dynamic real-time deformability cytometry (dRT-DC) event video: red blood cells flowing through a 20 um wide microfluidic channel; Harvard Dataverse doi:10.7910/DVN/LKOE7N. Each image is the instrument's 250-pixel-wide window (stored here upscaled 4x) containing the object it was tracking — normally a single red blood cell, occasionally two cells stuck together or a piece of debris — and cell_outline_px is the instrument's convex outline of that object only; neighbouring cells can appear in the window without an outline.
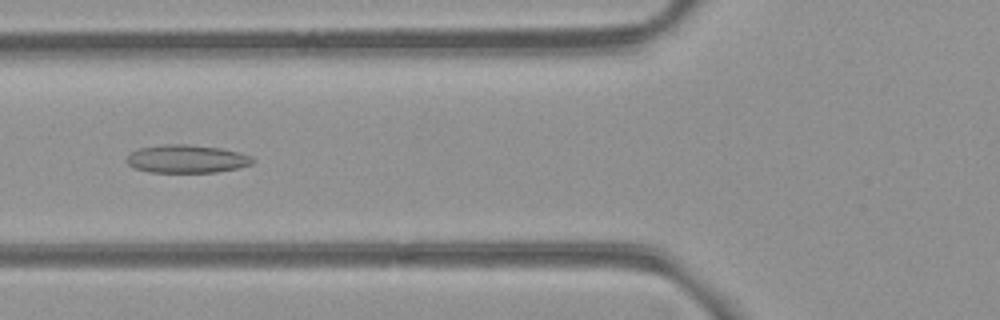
{"species": "common noctule bat (a hibernating species)", "species_latin": "Nyctalus noctula", "temperature_condition": "room temperature", "stored_images_in_passage": 6, "camera_frame_rate_fps": 3000, "um_per_image_px": 0.085, "animal": {"sex": "female", "body_mass_g": 21.9}, "frame": {"image": 1, "passage_image": 6, "time_ms": 6.333, "image_size_px": [1000, 320], "cell_outline_px": [[256, 160], [252, 164], [236, 168], [216, 172], [148, 172], [132, 168], [124, 160], [136, 148], [160, 144], [188, 144], [224, 148], [240, 152], [252, 156]], "centroid_in_image_um": [15.85, 13.49], "position_along_channel_um": 109.9, "area_um2": 21.04}}